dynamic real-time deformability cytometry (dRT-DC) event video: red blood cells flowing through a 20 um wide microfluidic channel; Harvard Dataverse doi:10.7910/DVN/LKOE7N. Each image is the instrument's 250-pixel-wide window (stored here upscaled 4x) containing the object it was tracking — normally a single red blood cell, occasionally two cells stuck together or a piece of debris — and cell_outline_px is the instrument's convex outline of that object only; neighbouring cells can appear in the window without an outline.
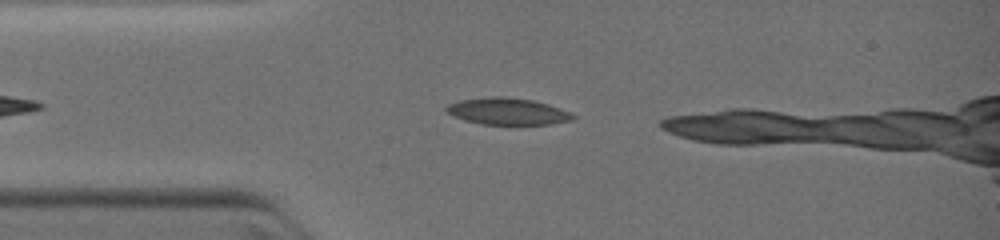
{"species": "common noctule bat (a hibernating species)", "species_latin": "Nyctalus noctula", "temperature_condition": "warm", "stored_images_in_passage": 22, "camera_frame_rate_fps": 3000, "um_per_image_px": 0.085, "animal": {"sex": "female", "body_mass_g": 19.0, "forearm_length_mm": 51.5}, "frame": {"image": 1, "passage_image": 3, "time_ms": 0.667, "image_size_px": [1000, 240], "cell_outline_px": [[576, 116], [572, 120], [552, 124], [516, 128], [480, 124], [464, 120], [448, 112], [444, 108], [448, 104], [460, 100], [488, 96], [504, 96], [532, 100], [548, 104], [560, 108]], "centroid_in_image_um": [43.17, 9.52], "position_along_channel_um": 41.8, "area_um2": 20.69}}
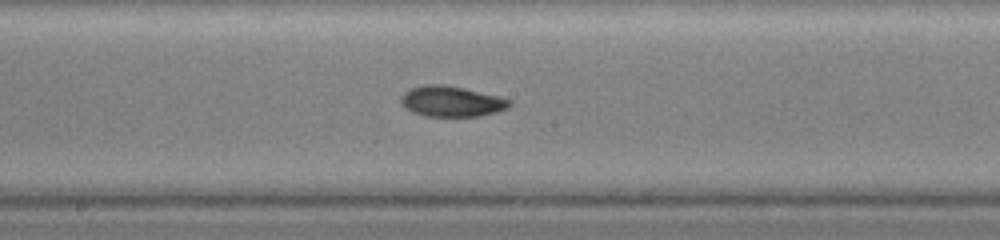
{"frame": {"image": 2, "passage_image": 13, "time_ms": 4.333, "image_size_px": [1000, 240], "cell_outline_px": [[512, 104], [508, 108], [496, 112], [480, 116], [424, 116], [412, 112], [400, 104], [400, 96], [404, 92], [412, 88], [424, 84], [444, 84], [464, 88], [512, 100]], "centroid_in_image_um": [38.35, 8.62], "position_along_channel_um": 209.9, "area_um2": 19.42}}
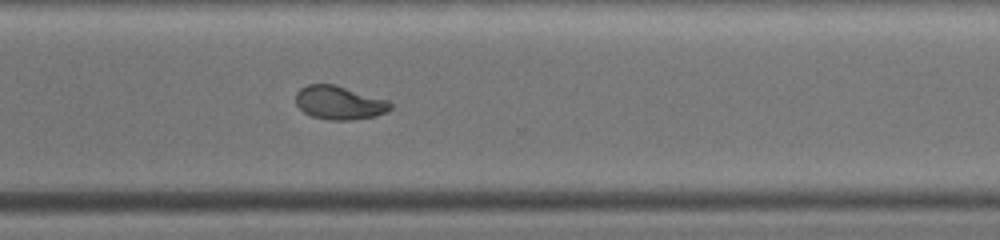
{"frame": {"image": 3, "passage_image": 21, "time_ms": 7.0, "image_size_px": [1000, 240], "cell_outline_px": [[392, 108], [376, 116], [352, 120], [328, 120], [312, 116], [304, 112], [296, 104], [296, 92], [300, 88], [308, 84], [336, 84], [388, 100], [392, 104]], "centroid_in_image_um": [28.84, 8.72], "position_along_channel_um": 341.8, "area_um2": 18.61}}